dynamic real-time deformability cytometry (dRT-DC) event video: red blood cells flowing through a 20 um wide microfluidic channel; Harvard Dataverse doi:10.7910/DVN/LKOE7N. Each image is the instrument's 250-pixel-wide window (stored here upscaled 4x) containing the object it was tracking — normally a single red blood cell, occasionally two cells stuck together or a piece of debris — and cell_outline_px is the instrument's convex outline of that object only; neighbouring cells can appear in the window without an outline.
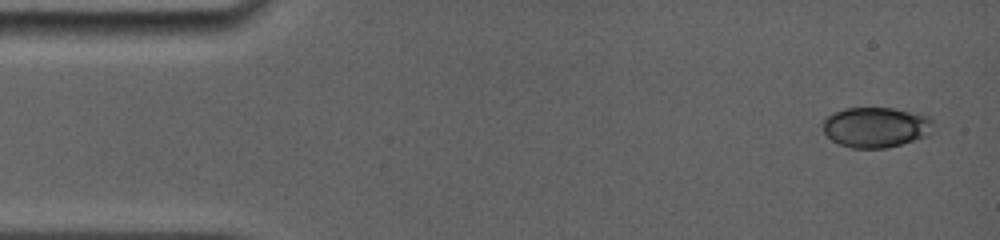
{"species": "common noctule bat (a hibernating species)", "species_latin": "Nyctalus noctula", "temperature_condition": "room temperature", "stored_images_in_passage": 20, "camera_frame_rate_fps": 5000, "um_per_image_px": 0.085, "animal": {"sex": "female", "body_mass_g": 19.0, "forearm_length_mm": 56.7}, "frame": {"image": 1, "passage_image": 1, "time_ms": 0.0, "image_size_px": [1000, 240], "cell_outline_px": [[932, 132], [928, 136], [900, 144], [884, 148], [852, 148], [840, 144], [832, 140], [824, 132], [824, 116], [832, 112], [844, 108], [892, 108], [920, 112], [928, 116], [932, 120]], "centroid_in_image_um": [74.46, 10.79], "position_along_channel_um": 10.5, "area_um2": 26.18}}
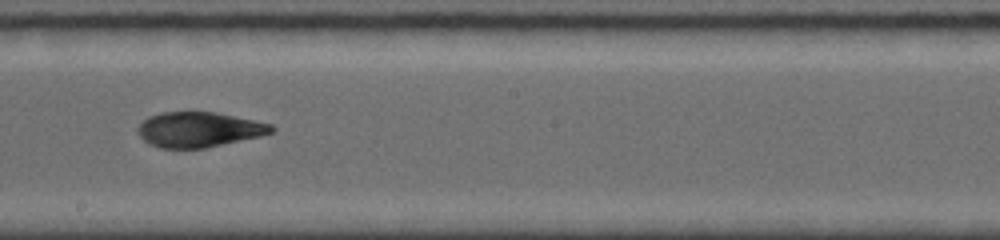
{"frame": {"image": 2, "passage_image": 11, "time_ms": 8.4, "image_size_px": [1000, 240], "cell_outline_px": [[276, 128], [272, 132], [260, 136], [204, 148], [160, 148], [144, 140], [140, 136], [136, 128], [148, 116], [160, 112], [188, 108], [216, 112], [272, 124]], "centroid_in_image_um": [16.87, 10.96], "position_along_channel_um": 231.3, "area_um2": 27.98}}
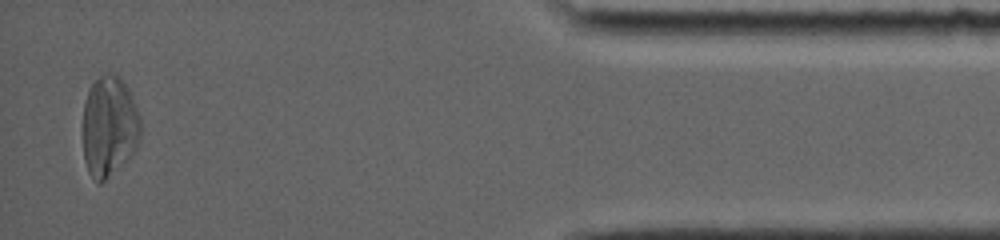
{"frame": {"image": 3, "passage_image": 19, "time_ms": 14.8, "image_size_px": [1000, 240], "cell_outline_px": [[140, 140], [132, 152], [100, 184], [88, 172], [84, 160], [84, 104], [88, 92], [92, 84], [96, 80], [108, 72], [120, 76], [128, 88], [140, 116]], "centroid_in_image_um": [9.28, 10.7], "position_along_channel_um": 425.9, "area_um2": 33.18}, "authors_computed_cell_mechanics": {"area_um2": 27.5417, "velocity_mm_per_s": 3.8996, "shape_relaxation_time_tau1_ms": 4.3059, "shape_relaxation_time_tau2_ms": 2.6725, "deformation_change_tau1": 0.1131, "deformation_change_tau2": 0.0882}}